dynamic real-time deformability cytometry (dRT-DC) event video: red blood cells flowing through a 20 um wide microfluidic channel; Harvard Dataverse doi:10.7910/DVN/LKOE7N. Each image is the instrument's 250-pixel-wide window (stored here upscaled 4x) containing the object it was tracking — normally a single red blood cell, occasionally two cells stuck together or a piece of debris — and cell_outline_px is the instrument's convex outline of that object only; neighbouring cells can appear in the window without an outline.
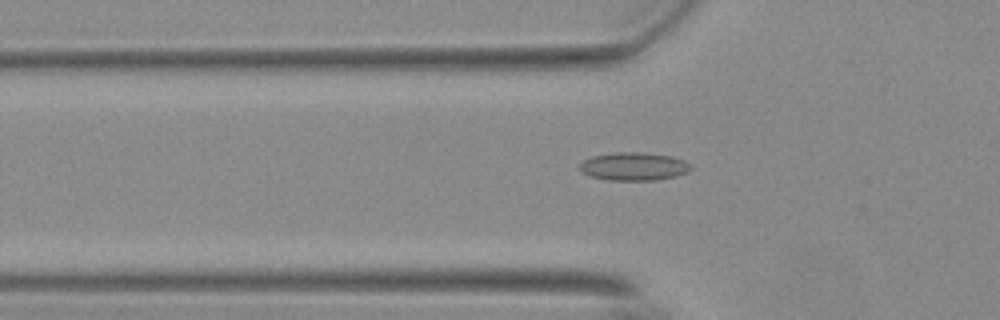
{"species": "Egyptian fruit bat (a non-hibernating species)", "species_latin": "Rousettus aegyptiacus", "temperature_condition": "warm", "stored_images_in_passage": 56, "camera_frame_rate_fps": 3000, "um_per_image_px": 0.085, "animal": {"sex": "female"}, "frame": {"image": 1, "passage_image": 19, "time_ms": 6.0, "image_size_px": [1000, 320], "cell_outline_px": [[692, 168], [688, 172], [676, 176], [652, 180], [608, 180], [588, 176], [580, 172], [580, 164], [584, 160], [592, 156], [616, 152], [640, 152], [672, 156], [684, 160], [692, 164]], "centroid_in_image_um": [53.87, 14.14], "position_along_channel_um": 71.9, "area_um2": 18.32}}
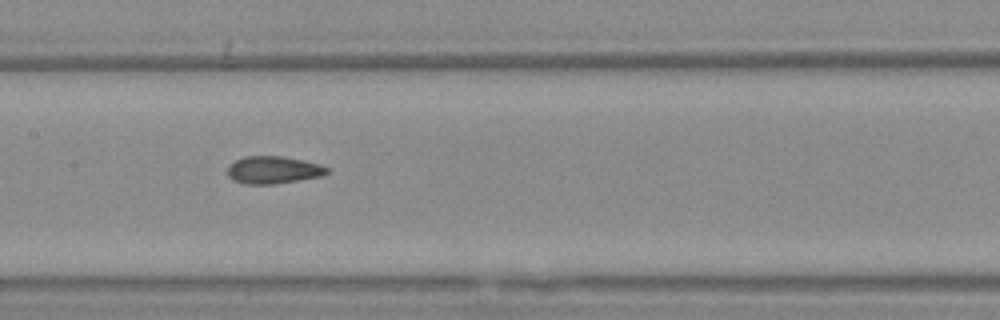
{"frame": {"image": 2, "passage_image": 28, "time_ms": 9.0, "image_size_px": [1000, 320], "cell_outline_px": [[328, 172], [320, 176], [272, 184], [244, 184], [232, 180], [228, 176], [228, 168], [236, 160], [244, 156], [280, 156], [320, 164], [328, 168]], "centroid_in_image_um": [23.19, 14.45], "position_along_channel_um": 184.2, "area_um2": 15.61}}
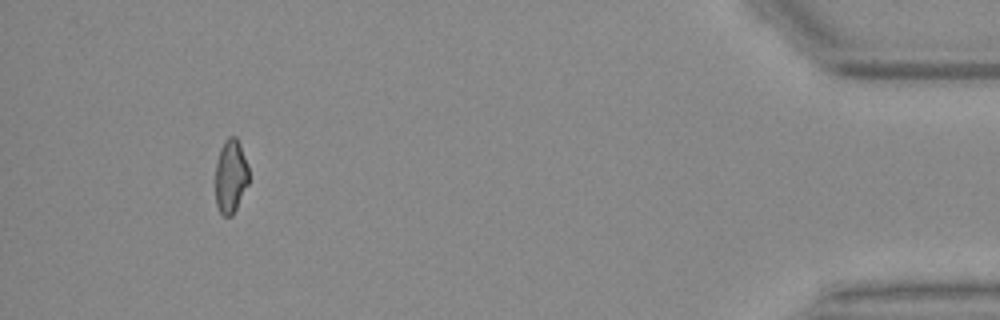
{"frame": {"image": 3, "passage_image": 52, "time_ms": 17.0, "image_size_px": [1000, 320], "cell_outline_px": [[248, 184], [232, 216], [224, 216], [220, 212], [216, 204], [216, 164], [220, 148], [224, 140], [228, 136], [236, 136], [240, 144], [248, 164]], "centroid_in_image_um": [19.61, 14.95], "position_along_channel_um": 415.6, "area_um2": 14.33}, "authors_computed_cell_mechanics": {"area_um2": 15.8083, "velocity_mm_per_s": 3.7237, "shape_relaxation_time_tau1_ms": null, "shape_relaxation_time_tau2_ms": 1.8716, "deformation_change_tau1": null, "deformation_change_tau2": 0.0723}}